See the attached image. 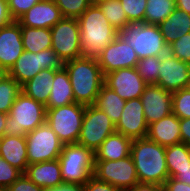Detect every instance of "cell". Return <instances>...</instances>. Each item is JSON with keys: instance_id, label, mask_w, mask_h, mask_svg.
I'll list each match as a JSON object with an SVG mask.
<instances>
[{"instance_id": "6da1fadb", "label": "cell", "mask_w": 190, "mask_h": 191, "mask_svg": "<svg viewBox=\"0 0 190 191\" xmlns=\"http://www.w3.org/2000/svg\"><path fill=\"white\" fill-rule=\"evenodd\" d=\"M77 20L82 57L97 59L119 34L96 4H91Z\"/></svg>"}, {"instance_id": "7a4b0ae2", "label": "cell", "mask_w": 190, "mask_h": 191, "mask_svg": "<svg viewBox=\"0 0 190 191\" xmlns=\"http://www.w3.org/2000/svg\"><path fill=\"white\" fill-rule=\"evenodd\" d=\"M76 103L94 105L105 76L97 59L80 57L64 62Z\"/></svg>"}, {"instance_id": "3957f363", "label": "cell", "mask_w": 190, "mask_h": 191, "mask_svg": "<svg viewBox=\"0 0 190 191\" xmlns=\"http://www.w3.org/2000/svg\"><path fill=\"white\" fill-rule=\"evenodd\" d=\"M140 183L163 186L169 178L165 147L146 138L133 139L131 153Z\"/></svg>"}, {"instance_id": "277c9868", "label": "cell", "mask_w": 190, "mask_h": 191, "mask_svg": "<svg viewBox=\"0 0 190 191\" xmlns=\"http://www.w3.org/2000/svg\"><path fill=\"white\" fill-rule=\"evenodd\" d=\"M46 114V106L21 92L8 114L5 134L26 136L46 122Z\"/></svg>"}, {"instance_id": "5b68a950", "label": "cell", "mask_w": 190, "mask_h": 191, "mask_svg": "<svg viewBox=\"0 0 190 191\" xmlns=\"http://www.w3.org/2000/svg\"><path fill=\"white\" fill-rule=\"evenodd\" d=\"M138 55L139 60L149 56H162L168 52V46L158 25L145 21L129 22L118 34Z\"/></svg>"}, {"instance_id": "8992f818", "label": "cell", "mask_w": 190, "mask_h": 191, "mask_svg": "<svg viewBox=\"0 0 190 191\" xmlns=\"http://www.w3.org/2000/svg\"><path fill=\"white\" fill-rule=\"evenodd\" d=\"M63 183L84 185L94 174L95 155L79 144H65L58 157Z\"/></svg>"}, {"instance_id": "52a82bcc", "label": "cell", "mask_w": 190, "mask_h": 191, "mask_svg": "<svg viewBox=\"0 0 190 191\" xmlns=\"http://www.w3.org/2000/svg\"><path fill=\"white\" fill-rule=\"evenodd\" d=\"M46 123L65 144H76L82 127L85 106L72 103L57 108H46Z\"/></svg>"}, {"instance_id": "ba28073f", "label": "cell", "mask_w": 190, "mask_h": 191, "mask_svg": "<svg viewBox=\"0 0 190 191\" xmlns=\"http://www.w3.org/2000/svg\"><path fill=\"white\" fill-rule=\"evenodd\" d=\"M63 66V61L52 48L42 50L38 53L24 50L7 74L22 86L42 69L59 70Z\"/></svg>"}, {"instance_id": "9c48e42d", "label": "cell", "mask_w": 190, "mask_h": 191, "mask_svg": "<svg viewBox=\"0 0 190 191\" xmlns=\"http://www.w3.org/2000/svg\"><path fill=\"white\" fill-rule=\"evenodd\" d=\"M25 137L29 164L56 160L62 152L64 144L46 122Z\"/></svg>"}, {"instance_id": "30bf717a", "label": "cell", "mask_w": 190, "mask_h": 191, "mask_svg": "<svg viewBox=\"0 0 190 191\" xmlns=\"http://www.w3.org/2000/svg\"><path fill=\"white\" fill-rule=\"evenodd\" d=\"M115 132V124L104 111L99 110L94 105L85 106L77 144L95 152L103 141Z\"/></svg>"}, {"instance_id": "8fae6325", "label": "cell", "mask_w": 190, "mask_h": 191, "mask_svg": "<svg viewBox=\"0 0 190 191\" xmlns=\"http://www.w3.org/2000/svg\"><path fill=\"white\" fill-rule=\"evenodd\" d=\"M52 49L64 62L82 57L77 18L63 17L51 29Z\"/></svg>"}, {"instance_id": "7c38bea8", "label": "cell", "mask_w": 190, "mask_h": 191, "mask_svg": "<svg viewBox=\"0 0 190 191\" xmlns=\"http://www.w3.org/2000/svg\"><path fill=\"white\" fill-rule=\"evenodd\" d=\"M93 176L122 191H127L139 183L131 155L116 161L95 160Z\"/></svg>"}, {"instance_id": "4fadbf2b", "label": "cell", "mask_w": 190, "mask_h": 191, "mask_svg": "<svg viewBox=\"0 0 190 191\" xmlns=\"http://www.w3.org/2000/svg\"><path fill=\"white\" fill-rule=\"evenodd\" d=\"M104 76L122 68H134L139 61L135 50L121 37L109 43L97 58Z\"/></svg>"}, {"instance_id": "5bb4252c", "label": "cell", "mask_w": 190, "mask_h": 191, "mask_svg": "<svg viewBox=\"0 0 190 191\" xmlns=\"http://www.w3.org/2000/svg\"><path fill=\"white\" fill-rule=\"evenodd\" d=\"M159 76L156 85L174 92L187 88L190 64L174 57L169 51L161 56Z\"/></svg>"}, {"instance_id": "9a60e30c", "label": "cell", "mask_w": 190, "mask_h": 191, "mask_svg": "<svg viewBox=\"0 0 190 191\" xmlns=\"http://www.w3.org/2000/svg\"><path fill=\"white\" fill-rule=\"evenodd\" d=\"M104 84L124 100L140 98L148 85L135 67L122 68L106 74Z\"/></svg>"}, {"instance_id": "2e32d148", "label": "cell", "mask_w": 190, "mask_h": 191, "mask_svg": "<svg viewBox=\"0 0 190 191\" xmlns=\"http://www.w3.org/2000/svg\"><path fill=\"white\" fill-rule=\"evenodd\" d=\"M140 100L148 126L172 113V92L156 84L147 85Z\"/></svg>"}, {"instance_id": "e0dca14e", "label": "cell", "mask_w": 190, "mask_h": 191, "mask_svg": "<svg viewBox=\"0 0 190 191\" xmlns=\"http://www.w3.org/2000/svg\"><path fill=\"white\" fill-rule=\"evenodd\" d=\"M117 133L133 139L146 138L148 124L140 98L126 100L120 120L115 125Z\"/></svg>"}, {"instance_id": "ac0fdd59", "label": "cell", "mask_w": 190, "mask_h": 191, "mask_svg": "<svg viewBox=\"0 0 190 191\" xmlns=\"http://www.w3.org/2000/svg\"><path fill=\"white\" fill-rule=\"evenodd\" d=\"M24 52L21 25L14 20L0 28V66L8 72Z\"/></svg>"}, {"instance_id": "d6986e66", "label": "cell", "mask_w": 190, "mask_h": 191, "mask_svg": "<svg viewBox=\"0 0 190 191\" xmlns=\"http://www.w3.org/2000/svg\"><path fill=\"white\" fill-rule=\"evenodd\" d=\"M63 18L54 0H41L23 14L17 21L21 26L51 29Z\"/></svg>"}, {"instance_id": "ffe728a7", "label": "cell", "mask_w": 190, "mask_h": 191, "mask_svg": "<svg viewBox=\"0 0 190 191\" xmlns=\"http://www.w3.org/2000/svg\"><path fill=\"white\" fill-rule=\"evenodd\" d=\"M147 138L164 147L181 143L180 119L171 113L150 124Z\"/></svg>"}, {"instance_id": "44dd1931", "label": "cell", "mask_w": 190, "mask_h": 191, "mask_svg": "<svg viewBox=\"0 0 190 191\" xmlns=\"http://www.w3.org/2000/svg\"><path fill=\"white\" fill-rule=\"evenodd\" d=\"M24 174L33 183L44 189L54 188L63 184L58 159L29 164Z\"/></svg>"}, {"instance_id": "7402d4cb", "label": "cell", "mask_w": 190, "mask_h": 191, "mask_svg": "<svg viewBox=\"0 0 190 191\" xmlns=\"http://www.w3.org/2000/svg\"><path fill=\"white\" fill-rule=\"evenodd\" d=\"M0 156L24 174L29 165L26 137L5 134L1 138Z\"/></svg>"}, {"instance_id": "603a6c76", "label": "cell", "mask_w": 190, "mask_h": 191, "mask_svg": "<svg viewBox=\"0 0 190 191\" xmlns=\"http://www.w3.org/2000/svg\"><path fill=\"white\" fill-rule=\"evenodd\" d=\"M132 139L120 133L109 135L94 152L95 160L116 161L130 156Z\"/></svg>"}, {"instance_id": "cb8c5ba5", "label": "cell", "mask_w": 190, "mask_h": 191, "mask_svg": "<svg viewBox=\"0 0 190 191\" xmlns=\"http://www.w3.org/2000/svg\"><path fill=\"white\" fill-rule=\"evenodd\" d=\"M158 27L169 47L180 37L190 33V14L175 8L168 18L158 24Z\"/></svg>"}, {"instance_id": "d4e9b609", "label": "cell", "mask_w": 190, "mask_h": 191, "mask_svg": "<svg viewBox=\"0 0 190 191\" xmlns=\"http://www.w3.org/2000/svg\"><path fill=\"white\" fill-rule=\"evenodd\" d=\"M74 102L70 79L67 70L63 66L61 69L55 70V77L46 108H57Z\"/></svg>"}, {"instance_id": "484cf974", "label": "cell", "mask_w": 190, "mask_h": 191, "mask_svg": "<svg viewBox=\"0 0 190 191\" xmlns=\"http://www.w3.org/2000/svg\"><path fill=\"white\" fill-rule=\"evenodd\" d=\"M55 77V70L42 69L32 79L22 85V92L37 102L47 105Z\"/></svg>"}, {"instance_id": "4316f807", "label": "cell", "mask_w": 190, "mask_h": 191, "mask_svg": "<svg viewBox=\"0 0 190 191\" xmlns=\"http://www.w3.org/2000/svg\"><path fill=\"white\" fill-rule=\"evenodd\" d=\"M125 103L126 100L122 99L114 90L104 84L100 89L94 106L104 111L116 125L120 120Z\"/></svg>"}, {"instance_id": "83f0119b", "label": "cell", "mask_w": 190, "mask_h": 191, "mask_svg": "<svg viewBox=\"0 0 190 191\" xmlns=\"http://www.w3.org/2000/svg\"><path fill=\"white\" fill-rule=\"evenodd\" d=\"M21 32L24 50L38 53L42 50L52 48L50 29L21 26Z\"/></svg>"}, {"instance_id": "f1b7e54d", "label": "cell", "mask_w": 190, "mask_h": 191, "mask_svg": "<svg viewBox=\"0 0 190 191\" xmlns=\"http://www.w3.org/2000/svg\"><path fill=\"white\" fill-rule=\"evenodd\" d=\"M166 165L169 177H173L177 170L185 169L190 164V146L178 143L165 147Z\"/></svg>"}, {"instance_id": "f546056e", "label": "cell", "mask_w": 190, "mask_h": 191, "mask_svg": "<svg viewBox=\"0 0 190 191\" xmlns=\"http://www.w3.org/2000/svg\"><path fill=\"white\" fill-rule=\"evenodd\" d=\"M144 21L158 25L163 22L176 8L175 0H147Z\"/></svg>"}, {"instance_id": "4dcf8cb0", "label": "cell", "mask_w": 190, "mask_h": 191, "mask_svg": "<svg viewBox=\"0 0 190 191\" xmlns=\"http://www.w3.org/2000/svg\"><path fill=\"white\" fill-rule=\"evenodd\" d=\"M96 5L103 12L111 26H113L118 32H120L129 23L120 0H100Z\"/></svg>"}, {"instance_id": "1f68e13d", "label": "cell", "mask_w": 190, "mask_h": 191, "mask_svg": "<svg viewBox=\"0 0 190 191\" xmlns=\"http://www.w3.org/2000/svg\"><path fill=\"white\" fill-rule=\"evenodd\" d=\"M22 86L8 74L0 81V112L9 114Z\"/></svg>"}, {"instance_id": "d6a6232c", "label": "cell", "mask_w": 190, "mask_h": 191, "mask_svg": "<svg viewBox=\"0 0 190 191\" xmlns=\"http://www.w3.org/2000/svg\"><path fill=\"white\" fill-rule=\"evenodd\" d=\"M161 56L140 59L135 67L138 74L148 84H156L159 76Z\"/></svg>"}, {"instance_id": "836d02e7", "label": "cell", "mask_w": 190, "mask_h": 191, "mask_svg": "<svg viewBox=\"0 0 190 191\" xmlns=\"http://www.w3.org/2000/svg\"><path fill=\"white\" fill-rule=\"evenodd\" d=\"M172 113L179 119L190 118V91L187 88L172 92Z\"/></svg>"}, {"instance_id": "e575fe53", "label": "cell", "mask_w": 190, "mask_h": 191, "mask_svg": "<svg viewBox=\"0 0 190 191\" xmlns=\"http://www.w3.org/2000/svg\"><path fill=\"white\" fill-rule=\"evenodd\" d=\"M63 17L78 18L92 4L90 0H54Z\"/></svg>"}, {"instance_id": "d590c367", "label": "cell", "mask_w": 190, "mask_h": 191, "mask_svg": "<svg viewBox=\"0 0 190 191\" xmlns=\"http://www.w3.org/2000/svg\"><path fill=\"white\" fill-rule=\"evenodd\" d=\"M147 0H120L129 22L144 21Z\"/></svg>"}, {"instance_id": "8d00e7d4", "label": "cell", "mask_w": 190, "mask_h": 191, "mask_svg": "<svg viewBox=\"0 0 190 191\" xmlns=\"http://www.w3.org/2000/svg\"><path fill=\"white\" fill-rule=\"evenodd\" d=\"M23 173L0 156V190H6Z\"/></svg>"}, {"instance_id": "74e56055", "label": "cell", "mask_w": 190, "mask_h": 191, "mask_svg": "<svg viewBox=\"0 0 190 191\" xmlns=\"http://www.w3.org/2000/svg\"><path fill=\"white\" fill-rule=\"evenodd\" d=\"M168 51L179 60L190 64V33L173 42Z\"/></svg>"}, {"instance_id": "f35d334b", "label": "cell", "mask_w": 190, "mask_h": 191, "mask_svg": "<svg viewBox=\"0 0 190 191\" xmlns=\"http://www.w3.org/2000/svg\"><path fill=\"white\" fill-rule=\"evenodd\" d=\"M41 0H7L10 14L13 20H18L31 7Z\"/></svg>"}, {"instance_id": "ab89813d", "label": "cell", "mask_w": 190, "mask_h": 191, "mask_svg": "<svg viewBox=\"0 0 190 191\" xmlns=\"http://www.w3.org/2000/svg\"><path fill=\"white\" fill-rule=\"evenodd\" d=\"M6 191H45V189L37 186L25 174H22Z\"/></svg>"}, {"instance_id": "60d3db41", "label": "cell", "mask_w": 190, "mask_h": 191, "mask_svg": "<svg viewBox=\"0 0 190 191\" xmlns=\"http://www.w3.org/2000/svg\"><path fill=\"white\" fill-rule=\"evenodd\" d=\"M83 191H122L117 187L98 180L95 176H91L89 180L83 185Z\"/></svg>"}, {"instance_id": "b9f144b4", "label": "cell", "mask_w": 190, "mask_h": 191, "mask_svg": "<svg viewBox=\"0 0 190 191\" xmlns=\"http://www.w3.org/2000/svg\"><path fill=\"white\" fill-rule=\"evenodd\" d=\"M163 191H190V185L169 177L163 185Z\"/></svg>"}, {"instance_id": "7bdbcfd3", "label": "cell", "mask_w": 190, "mask_h": 191, "mask_svg": "<svg viewBox=\"0 0 190 191\" xmlns=\"http://www.w3.org/2000/svg\"><path fill=\"white\" fill-rule=\"evenodd\" d=\"M13 20L7 0H0V28L10 24Z\"/></svg>"}, {"instance_id": "ee69618b", "label": "cell", "mask_w": 190, "mask_h": 191, "mask_svg": "<svg viewBox=\"0 0 190 191\" xmlns=\"http://www.w3.org/2000/svg\"><path fill=\"white\" fill-rule=\"evenodd\" d=\"M181 142L190 146V118L180 119Z\"/></svg>"}, {"instance_id": "f6af8a7d", "label": "cell", "mask_w": 190, "mask_h": 191, "mask_svg": "<svg viewBox=\"0 0 190 191\" xmlns=\"http://www.w3.org/2000/svg\"><path fill=\"white\" fill-rule=\"evenodd\" d=\"M127 191H163V186L155 183H137Z\"/></svg>"}, {"instance_id": "bcb514c9", "label": "cell", "mask_w": 190, "mask_h": 191, "mask_svg": "<svg viewBox=\"0 0 190 191\" xmlns=\"http://www.w3.org/2000/svg\"><path fill=\"white\" fill-rule=\"evenodd\" d=\"M45 191H83V185L63 183L60 186L45 189Z\"/></svg>"}, {"instance_id": "7dc6e473", "label": "cell", "mask_w": 190, "mask_h": 191, "mask_svg": "<svg viewBox=\"0 0 190 191\" xmlns=\"http://www.w3.org/2000/svg\"><path fill=\"white\" fill-rule=\"evenodd\" d=\"M173 178L190 185V164L185 169L177 170Z\"/></svg>"}, {"instance_id": "c3c4849f", "label": "cell", "mask_w": 190, "mask_h": 191, "mask_svg": "<svg viewBox=\"0 0 190 191\" xmlns=\"http://www.w3.org/2000/svg\"><path fill=\"white\" fill-rule=\"evenodd\" d=\"M176 8L190 14V0H175Z\"/></svg>"}, {"instance_id": "681fc988", "label": "cell", "mask_w": 190, "mask_h": 191, "mask_svg": "<svg viewBox=\"0 0 190 191\" xmlns=\"http://www.w3.org/2000/svg\"><path fill=\"white\" fill-rule=\"evenodd\" d=\"M8 114L0 112V138L5 135Z\"/></svg>"}, {"instance_id": "f907efd6", "label": "cell", "mask_w": 190, "mask_h": 191, "mask_svg": "<svg viewBox=\"0 0 190 191\" xmlns=\"http://www.w3.org/2000/svg\"><path fill=\"white\" fill-rule=\"evenodd\" d=\"M7 75V72L0 66V81Z\"/></svg>"}, {"instance_id": "816d5d0a", "label": "cell", "mask_w": 190, "mask_h": 191, "mask_svg": "<svg viewBox=\"0 0 190 191\" xmlns=\"http://www.w3.org/2000/svg\"><path fill=\"white\" fill-rule=\"evenodd\" d=\"M100 0H90V2L92 3V4H96L97 2H99Z\"/></svg>"}, {"instance_id": "f5cc1de1", "label": "cell", "mask_w": 190, "mask_h": 191, "mask_svg": "<svg viewBox=\"0 0 190 191\" xmlns=\"http://www.w3.org/2000/svg\"><path fill=\"white\" fill-rule=\"evenodd\" d=\"M187 89L190 91V77H189V80H188Z\"/></svg>"}]
</instances>
